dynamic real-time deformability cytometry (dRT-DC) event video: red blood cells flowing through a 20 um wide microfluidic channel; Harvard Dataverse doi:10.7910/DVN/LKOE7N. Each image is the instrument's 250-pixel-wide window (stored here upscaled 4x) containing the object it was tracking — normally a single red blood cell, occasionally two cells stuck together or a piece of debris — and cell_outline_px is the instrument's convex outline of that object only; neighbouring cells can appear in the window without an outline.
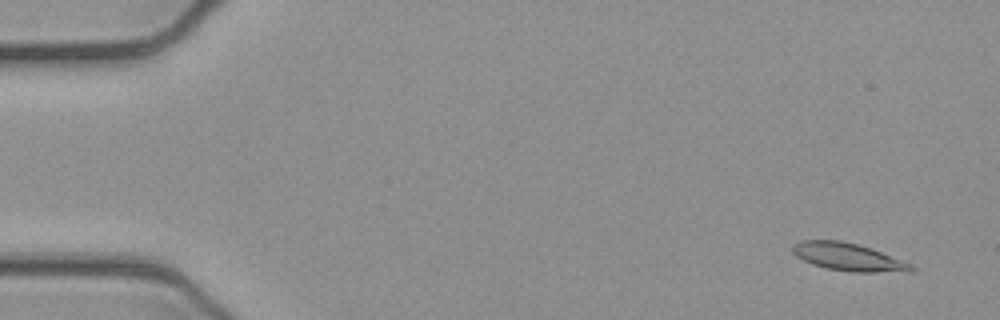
{"species": "common noctule bat (a hibernating species)", "species_latin": "Nyctalus noctula", "temperature_condition": "cold", "stored_images_in_passage": 52, "camera_frame_rate_fps": 3000, "um_per_image_px": 0.085, "animal": {"sex": "female", "body_mass_g": 21.9}, "frame": {"image": 1, "passage_image": 3, "time_ms": 0.667, "image_size_px": [1000, 320], "cell_outline_px": [[916, 268], [876, 272], [848, 272], [828, 268], [812, 264], [796, 256], [792, 252], [792, 244], [800, 240], [840, 240], [872, 248], [912, 264]], "centroid_in_image_um": [71.99, 21.81], "position_along_channel_um": 13.0, "area_um2": 18.79}}
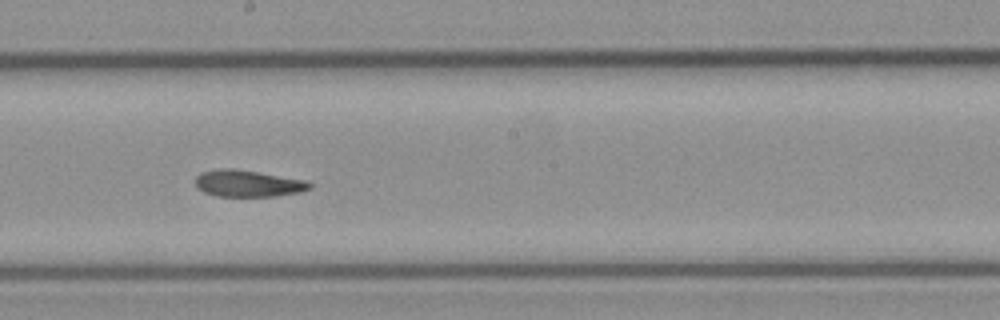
{"frame": {"image": 2, "passage_image": 29, "time_ms": 9.333, "image_size_px": [1000, 320], "cell_outline_px": [[312, 188], [300, 192], [276, 196], [216, 196], [204, 192], [196, 188], [196, 176], [200, 172], [220, 168], [232, 168], [304, 180], [312, 184]], "centroid_in_image_um": [21.04, 15.6], "position_along_channel_um": 227.2, "area_um2": 17.69}}
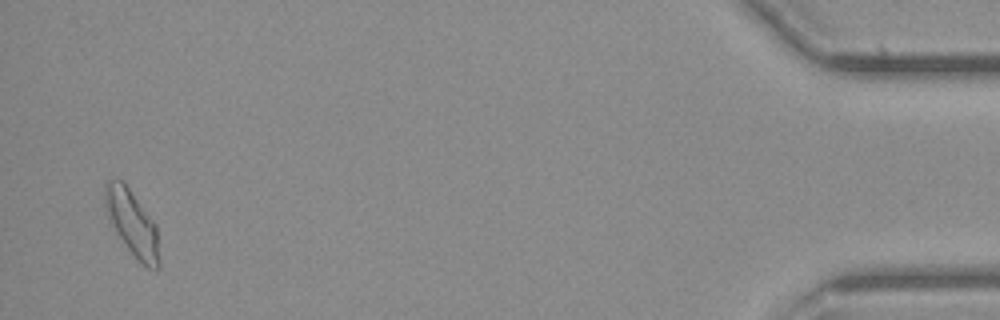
{"frame": {"image": 3, "passage_image": 51, "time_ms": 16.667, "image_size_px": [1000, 320], "cell_outline_px": [[160, 268], [156, 272], [140, 264], [128, 248], [112, 224], [108, 216], [104, 204], [104, 184], [108, 180], [120, 180], [128, 188], [156, 224], [160, 260]], "centroid_in_image_um": [11.27, 19.03], "position_along_channel_um": 423.9, "area_um2": 20.52}, "authors_computed_cell_mechanics": {"area_um2": 18.5249, "velocity_mm_per_s": 3.8891, "shape_relaxation_time_tau1_ms": null, "shape_relaxation_time_tau2_ms": 8.9635, "deformation_change_tau1": null, "deformation_change_tau2": 0.1199}}